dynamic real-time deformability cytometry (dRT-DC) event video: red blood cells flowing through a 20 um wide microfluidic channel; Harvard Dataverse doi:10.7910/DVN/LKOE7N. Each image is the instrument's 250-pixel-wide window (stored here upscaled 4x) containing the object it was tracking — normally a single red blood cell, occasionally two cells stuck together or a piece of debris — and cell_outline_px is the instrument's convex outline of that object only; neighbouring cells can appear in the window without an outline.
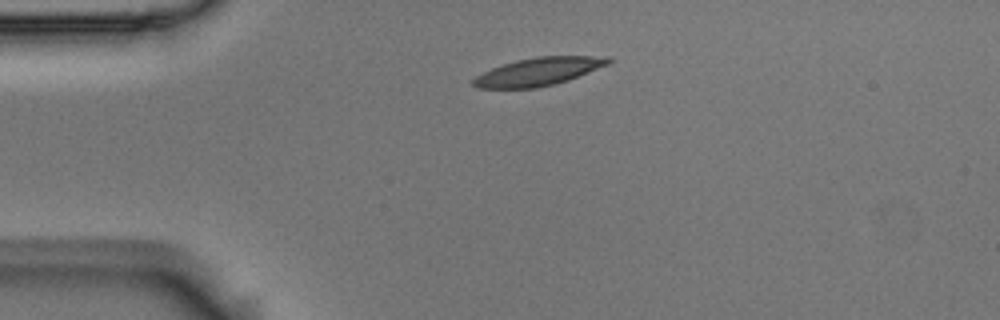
{"species": "Egyptian fruit bat (a non-hibernating species)", "species_latin": "Rousettus aegyptiacus", "temperature_condition": "room temperature", "stored_images_in_passage": 3, "camera_frame_rate_fps": 3000, "um_per_image_px": 0.085, "animal": {"sex": "male"}, "frame": {"image": 1, "passage_image": 1, "time_ms": 0.0, "image_size_px": [1000, 320], "cell_outline_px": [[612, 60], [608, 64], [568, 80], [536, 88], [476, 88], [472, 84], [472, 80], [476, 76], [492, 68], [516, 60], [536, 56], [612, 56]], "centroid_in_image_um": [45.77, 6.08], "position_along_channel_um": 39.2, "area_um2": 21.85}}
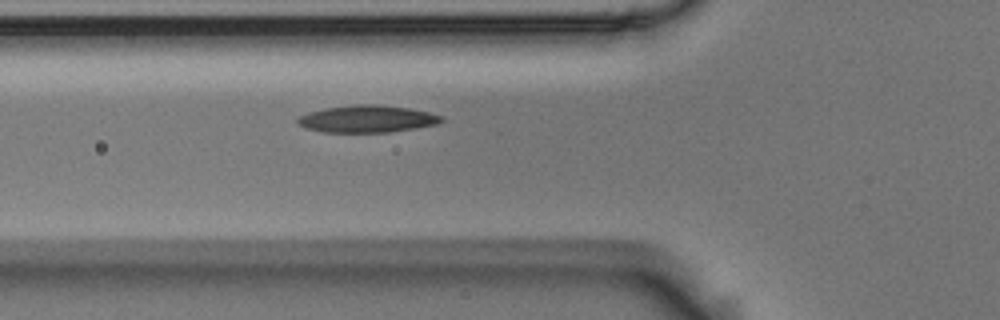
{"frame": {"image": 2, "passage_image": 3, "time_ms": 0.667, "image_size_px": [1000, 320], "cell_outline_px": [[444, 120], [436, 124], [416, 128], [388, 132], [324, 132], [308, 128], [300, 124], [296, 120], [300, 116], [308, 112], [324, 108], [356, 104], [376, 104], [408, 108], [428, 112], [444, 116]], "centroid_in_image_um": [31.23, 10.1], "position_along_channel_um": 94.6, "area_um2": 22.6}}